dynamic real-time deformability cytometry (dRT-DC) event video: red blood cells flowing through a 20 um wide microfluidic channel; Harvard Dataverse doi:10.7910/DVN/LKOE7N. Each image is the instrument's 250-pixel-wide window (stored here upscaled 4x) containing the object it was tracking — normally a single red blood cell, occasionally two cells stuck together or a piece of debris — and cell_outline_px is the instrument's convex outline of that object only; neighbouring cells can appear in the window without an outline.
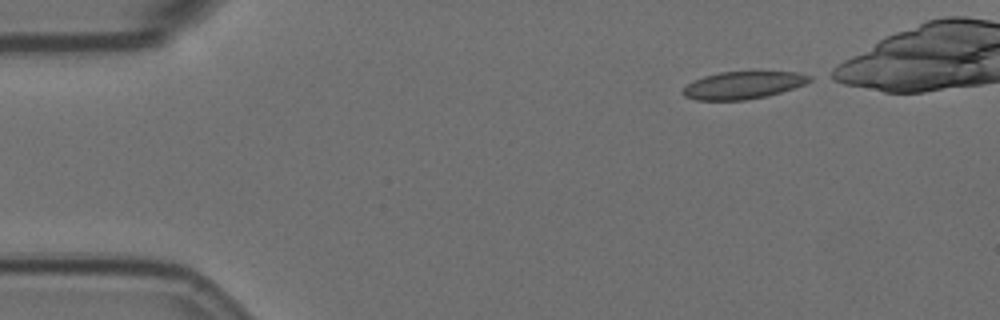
{"species": "Egyptian fruit bat (a non-hibernating species)", "species_latin": "Rousettus aegyptiacus", "temperature_condition": "room temperature", "stored_images_in_passage": 41, "camera_frame_rate_fps": 3000, "um_per_image_px": 0.085, "animal": {"sex": "female"}, "frame": {"image": 1, "passage_image": 1, "time_ms": 0.0, "image_size_px": [1000, 320], "cell_outline_px": [[812, 80], [804, 84], [768, 96], [744, 100], [696, 100], [684, 96], [680, 92], [688, 84], [704, 76], [720, 72], [752, 68], [800, 72], [812, 76]], "centroid_in_image_um": [63.23, 7.18], "position_along_channel_um": 21.8, "area_um2": 21.27}}
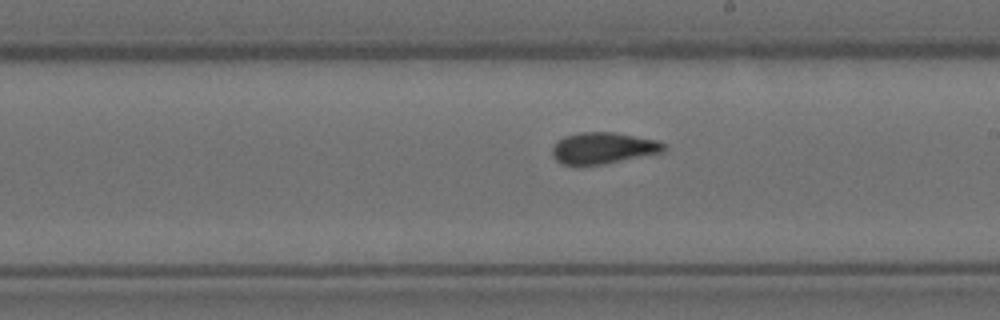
{"frame": {"image": 2, "passage_image": 26, "time_ms": 8.333, "image_size_px": [1000, 320], "cell_outline_px": [[668, 148], [664, 152], [604, 164], [580, 168], [576, 168], [560, 164], [552, 156], [552, 148], [564, 136], [580, 132], [616, 132], [660, 140], [668, 144]], "centroid_in_image_um": [51.29, 12.62], "position_along_channel_um": 237.7, "area_um2": 21.33}}
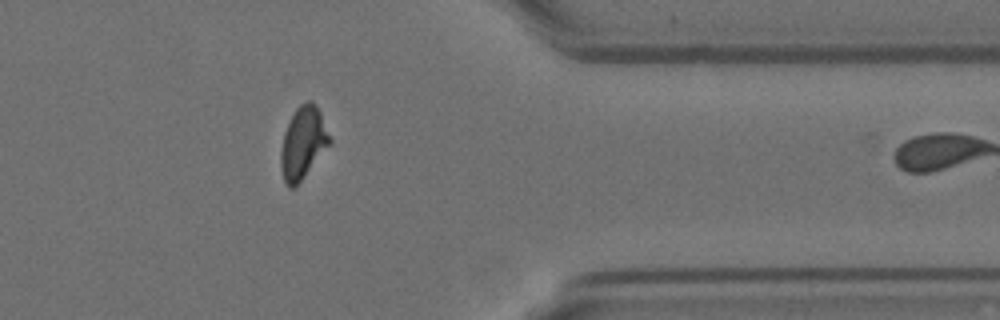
{"frame": {"image": 3, "passage_image": 40, "time_ms": 13.0, "image_size_px": [1000, 320], "cell_outline_px": [[332, 144], [300, 180], [292, 188], [288, 188], [284, 180], [280, 164], [280, 152], [284, 132], [296, 108], [300, 104], [308, 100], [312, 100], [316, 104], [320, 112], [332, 140]], "centroid_in_image_um": [25.78, 12.12], "position_along_channel_um": 385.6, "area_um2": 20.46}}